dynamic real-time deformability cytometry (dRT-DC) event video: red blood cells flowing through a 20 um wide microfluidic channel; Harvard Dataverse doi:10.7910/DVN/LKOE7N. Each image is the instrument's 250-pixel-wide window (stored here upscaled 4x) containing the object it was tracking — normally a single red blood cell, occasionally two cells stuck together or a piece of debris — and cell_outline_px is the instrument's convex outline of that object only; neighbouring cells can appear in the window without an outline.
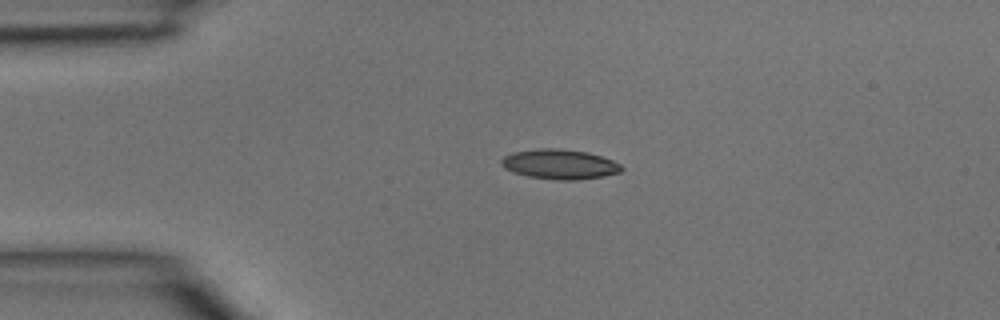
{"species": "common noctule bat (a hibernating species)", "species_latin": "Nyctalus noctula", "temperature_condition": "room temperature", "stored_images_in_passage": 3, "camera_frame_rate_fps": 3000, "um_per_image_px": 0.085, "animal": {"sex": "male", "body_mass_g": 15.6}, "frame": {"image": 1, "passage_image": 2, "time_ms": 0.333, "image_size_px": [1000, 320], "cell_outline_px": [[624, 168], [620, 172], [604, 176], [572, 180], [560, 180], [528, 176], [504, 168], [500, 164], [500, 160], [504, 156], [512, 152], [540, 148], [560, 148], [588, 152], [612, 160], [620, 164]], "centroid_in_image_um": [47.57, 13.94], "position_along_channel_um": 37.4, "area_um2": 20.81}}